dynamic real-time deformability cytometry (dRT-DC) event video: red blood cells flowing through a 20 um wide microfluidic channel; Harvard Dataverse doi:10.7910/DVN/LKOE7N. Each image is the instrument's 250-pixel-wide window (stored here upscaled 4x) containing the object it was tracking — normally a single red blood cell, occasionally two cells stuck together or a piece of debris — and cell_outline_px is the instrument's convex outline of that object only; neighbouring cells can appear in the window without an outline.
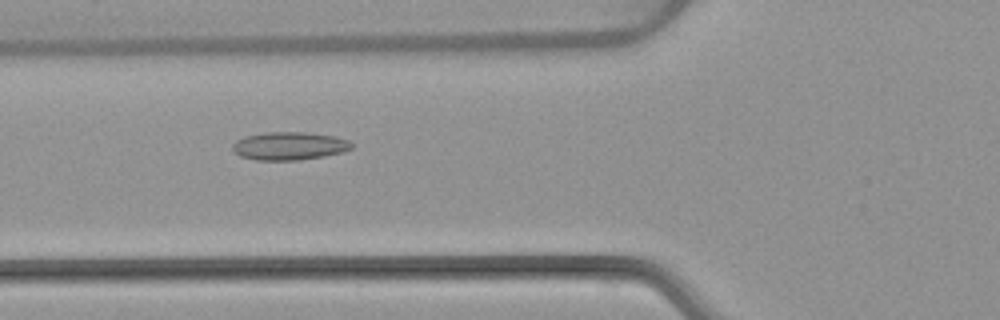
{"species": "common noctule bat (a hibernating species)", "species_latin": "Nyctalus noctula", "temperature_condition": "warm", "stored_images_in_passage": 47, "camera_frame_rate_fps": 3000, "um_per_image_px": 0.085, "animal": {"sex": "female", "body_mass_g": 22.7, "forearm_length_mm": 54.2}, "frame": {"image": 1, "passage_image": 14, "time_ms": 4.333, "image_size_px": [1000, 320], "cell_outline_px": [[352, 148], [344, 152], [324, 156], [300, 160], [256, 160], [240, 156], [232, 148], [232, 144], [236, 140], [244, 136], [268, 132], [304, 132], [336, 136], [348, 140], [352, 144]], "centroid_in_image_um": [24.6, 12.4], "position_along_channel_um": 101.2, "area_um2": 19.54}}
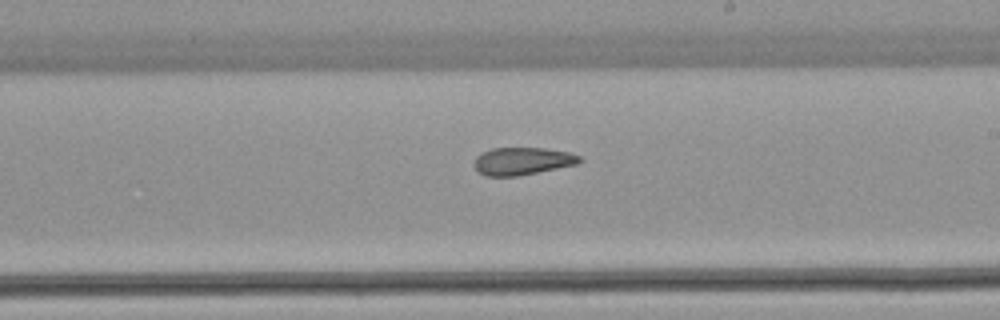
{"frame": {"image": 2, "passage_image": 25, "time_ms": 8.0, "image_size_px": [1000, 320], "cell_outline_px": [[584, 160], [576, 164], [516, 176], [484, 176], [472, 164], [476, 156], [492, 148], [544, 148], [568, 152], [580, 156]], "centroid_in_image_um": [44.38, 13.69], "position_along_channel_um": 244.6, "area_um2": 16.76}}
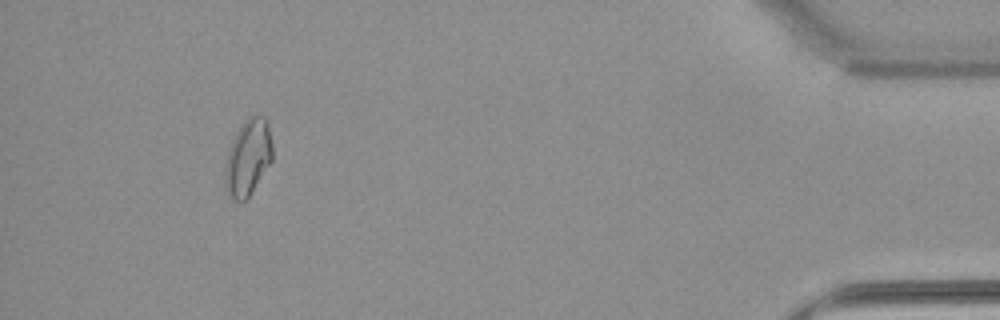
{"frame": {"image": 3, "passage_image": 43, "time_ms": 14.0, "image_size_px": [1000, 320], "cell_outline_px": [[272, 160], [252, 192], [240, 204], [232, 200], [224, 184], [224, 172], [228, 148], [240, 124], [252, 112], [264, 116], [268, 124], [272, 144]], "centroid_in_image_um": [21.06, 13.36], "position_along_channel_um": 414.1, "area_um2": 21.5}, "authors_computed_cell_mechanics": {"area_um2": 18.496, "velocity_mm_per_s": 3.9155, "shape_relaxation_time_tau1_ms": null, "shape_relaxation_time_tau2_ms": 3.4835, "deformation_change_tau1": null, "deformation_change_tau2": 0.1015}}